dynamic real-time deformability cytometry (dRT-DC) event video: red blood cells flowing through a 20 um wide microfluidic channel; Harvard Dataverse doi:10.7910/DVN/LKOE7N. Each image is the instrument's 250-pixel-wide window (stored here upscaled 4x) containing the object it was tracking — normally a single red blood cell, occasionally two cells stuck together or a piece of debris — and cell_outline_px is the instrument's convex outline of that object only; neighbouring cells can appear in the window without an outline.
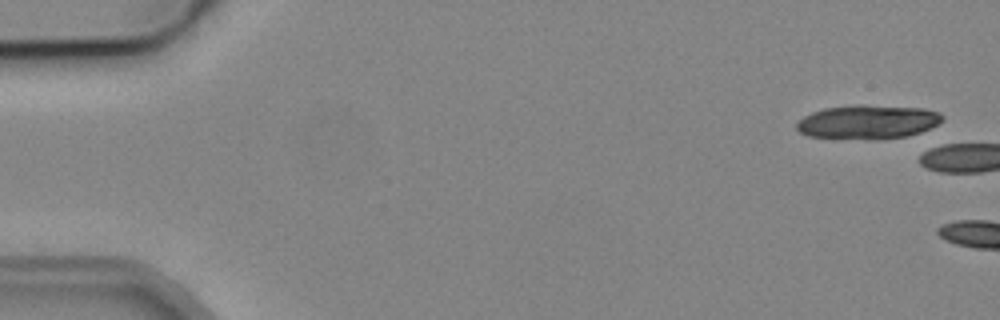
{"species": "common noctule bat (a hibernating species)", "species_latin": "Nyctalus noctula", "temperature_condition": "cold", "stored_images_in_passage": 2, "camera_frame_rate_fps": 3000, "um_per_image_px": 0.085, "animal": {"sex": "male", "body_mass_g": 19.2, "forearm_length_mm": 51.8}, "frame": {"image": 1, "passage_image": 1, "time_ms": 0.0, "image_size_px": [1000, 320], "cell_outline_px": [[944, 120], [920, 132], [908, 136], [880, 140], [868, 140], [808, 136], [800, 132], [796, 128], [796, 124], [804, 116], [812, 112], [824, 108], [860, 104], [924, 108], [940, 112], [944, 116]], "centroid_in_image_um": [73.78, 10.37], "position_along_channel_um": 11.2, "area_um2": 29.19}}